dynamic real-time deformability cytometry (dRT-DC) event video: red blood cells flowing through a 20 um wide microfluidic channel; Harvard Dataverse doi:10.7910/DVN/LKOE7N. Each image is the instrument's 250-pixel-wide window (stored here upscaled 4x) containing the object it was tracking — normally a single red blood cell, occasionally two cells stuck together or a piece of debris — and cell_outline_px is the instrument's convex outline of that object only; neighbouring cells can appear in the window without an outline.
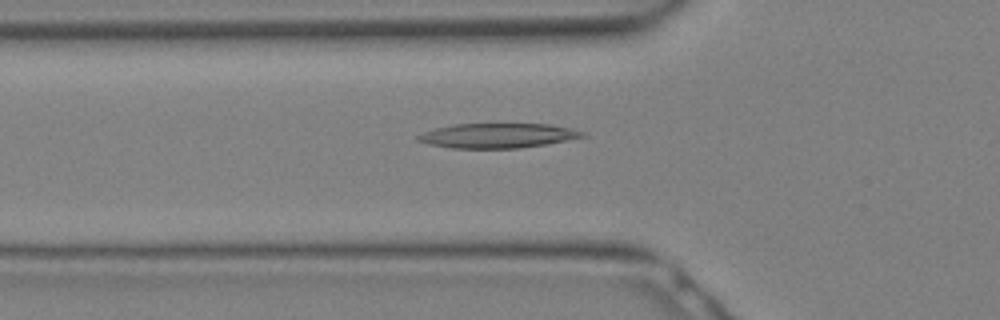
{"species": "Egyptian fruit bat (a non-hibernating species)", "species_latin": "Rousettus aegyptiacus", "temperature_condition": "warm", "stored_images_in_passage": 12, "camera_frame_rate_fps": 3000, "um_per_image_px": 0.085, "animal": {"sex": "female"}, "frame": {"image": 1, "passage_image": 6, "time_ms": 1.667, "image_size_px": [1000, 320], "cell_outline_px": [[588, 136], [544, 144], [520, 148], [452, 148], [428, 144], [416, 140], [416, 136], [424, 132], [436, 128], [452, 124], [548, 124], [588, 132]], "centroid_in_image_um": [42.3, 11.53], "position_along_channel_um": 83.5, "area_um2": 23.58}}
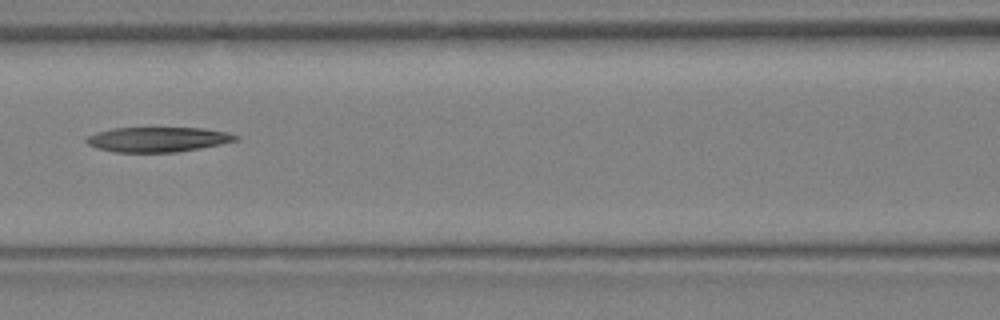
{"frame": {"image": 2, "passage_image": 9, "time_ms": 2.667, "image_size_px": [1000, 320], "cell_outline_px": [[240, 140], [200, 148], [176, 152], [112, 152], [96, 148], [88, 144], [84, 140], [88, 136], [96, 132], [112, 128], [200, 128], [228, 132], [240, 136]], "centroid_in_image_um": [13.41, 11.85], "position_along_channel_um": 153.2, "area_um2": 21.73}}
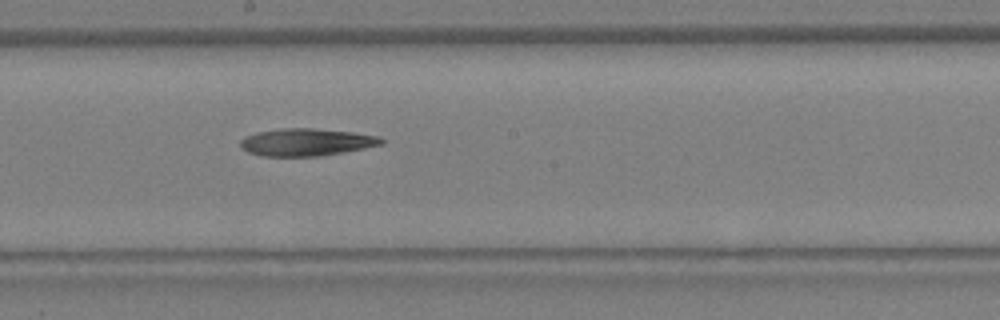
{"frame": {"image": 3, "passage_image": 12, "time_ms": 3.667, "image_size_px": [1000, 320], "cell_outline_px": [[384, 144], [344, 152], [320, 156], [260, 156], [248, 152], [240, 148], [240, 140], [244, 136], [256, 132], [280, 128], [312, 128], [352, 132], [380, 136], [384, 140]], "centroid_in_image_um": [26.01, 12.08], "position_along_channel_um": 222.2, "area_um2": 22.72}}